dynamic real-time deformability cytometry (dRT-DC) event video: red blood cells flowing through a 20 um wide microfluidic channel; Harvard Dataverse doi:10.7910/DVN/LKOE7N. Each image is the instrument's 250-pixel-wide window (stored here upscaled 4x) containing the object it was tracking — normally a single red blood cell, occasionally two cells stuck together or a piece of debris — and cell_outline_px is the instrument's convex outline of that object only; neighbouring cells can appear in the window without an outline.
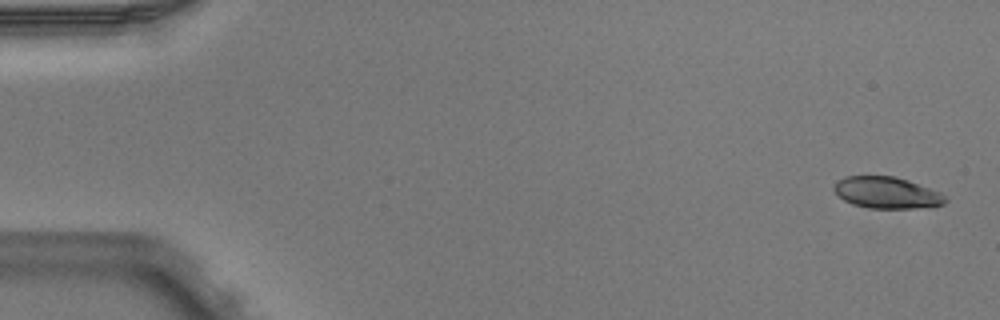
{"species": "Egyptian fruit bat (a non-hibernating species)", "species_latin": "Rousettus aegyptiacus", "temperature_condition": "warm", "stored_images_in_passage": 5, "camera_frame_rate_fps": 3000, "um_per_image_px": 0.085, "animal": {"sex": "male"}, "frame": {"image": 1, "passage_image": 1, "time_ms": 0.0, "image_size_px": [1000, 320], "cell_outline_px": [[948, 200], [944, 204], [932, 208], [868, 208], [852, 204], [844, 200], [832, 188], [836, 180], [844, 176], [896, 176], [908, 180], [940, 192]], "centroid_in_image_um": [75.39, 16.38], "position_along_channel_um": 9.6, "area_um2": 20.69}}
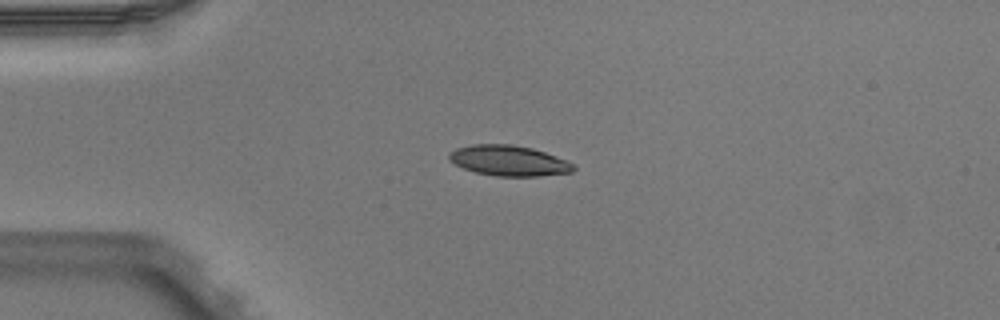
{"frame": {"image": 2, "passage_image": 4, "time_ms": 1.0, "image_size_px": [1000, 320], "cell_outline_px": [[576, 168], [572, 172], [540, 176], [496, 176], [476, 172], [464, 168], [448, 160], [448, 152], [456, 148], [472, 144], [512, 144], [532, 148], [556, 156], [576, 164]], "centroid_in_image_um": [43.26, 13.65], "position_along_channel_um": 41.7, "area_um2": 22.2}}